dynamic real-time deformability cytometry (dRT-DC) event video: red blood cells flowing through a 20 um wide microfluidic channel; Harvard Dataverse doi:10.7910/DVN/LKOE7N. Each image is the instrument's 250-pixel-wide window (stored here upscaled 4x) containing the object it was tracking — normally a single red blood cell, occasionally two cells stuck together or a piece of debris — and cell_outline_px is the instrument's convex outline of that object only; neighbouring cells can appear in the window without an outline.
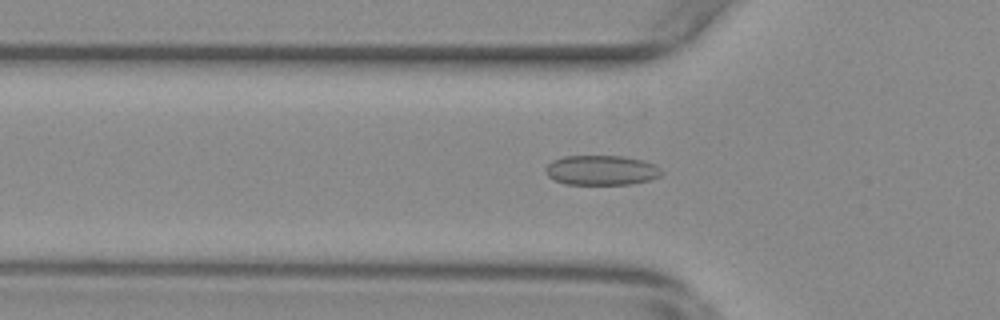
{"species": "common noctule bat (a hibernating species)", "species_latin": "Nyctalus noctula", "temperature_condition": "warm", "stored_images_in_passage": 55, "camera_frame_rate_fps": 3000, "um_per_image_px": 0.085, "animal": {"sex": "female", "body_mass_g": 29.2, "forearm_length_mm": 56.3}, "frame": {"image": 1, "passage_image": 18, "time_ms": 5.667, "image_size_px": [1000, 320], "cell_outline_px": [[664, 172], [660, 176], [648, 180], [628, 184], [564, 184], [548, 176], [544, 172], [544, 168], [552, 160], [564, 156], [624, 156], [656, 164]], "centroid_in_image_um": [51.1, 14.46], "position_along_channel_um": 74.7, "area_um2": 20.17}}
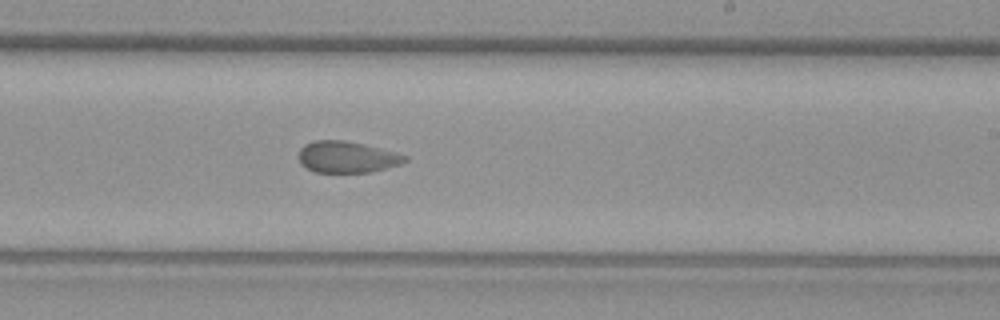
{"frame": {"image": 2, "passage_image": 33, "time_ms": 10.667, "image_size_px": [1000, 320], "cell_outline_px": [[408, 160], [400, 164], [372, 172], [312, 172], [304, 168], [300, 164], [300, 148], [304, 144], [316, 140], [344, 140], [364, 144], [396, 152], [408, 156]], "centroid_in_image_um": [29.48, 13.35], "position_along_channel_um": 259.5, "area_um2": 19.59}}
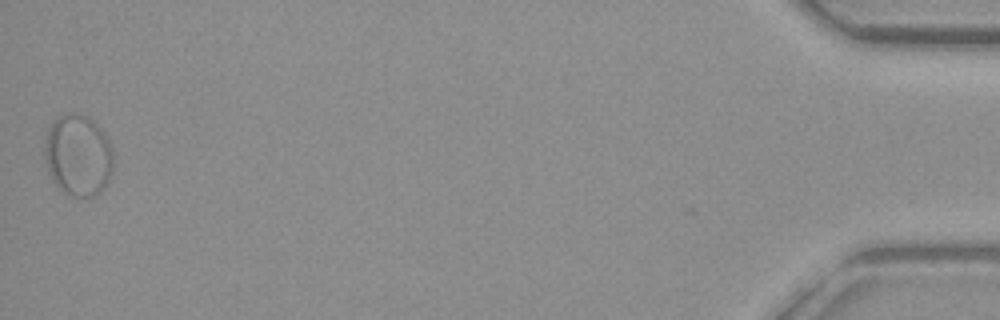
{"frame": {"image": 3, "passage_image": 55, "time_ms": 18.0, "image_size_px": [1000, 320], "cell_outline_px": [[112, 172], [104, 188], [100, 192], [92, 196], [68, 196], [52, 180], [48, 172], [44, 156], [44, 148], [48, 128], [56, 116], [68, 112], [80, 112], [92, 120], [104, 132], [112, 148]], "centroid_in_image_um": [6.62, 13.17], "position_along_channel_um": 428.6, "area_um2": 32.95}}